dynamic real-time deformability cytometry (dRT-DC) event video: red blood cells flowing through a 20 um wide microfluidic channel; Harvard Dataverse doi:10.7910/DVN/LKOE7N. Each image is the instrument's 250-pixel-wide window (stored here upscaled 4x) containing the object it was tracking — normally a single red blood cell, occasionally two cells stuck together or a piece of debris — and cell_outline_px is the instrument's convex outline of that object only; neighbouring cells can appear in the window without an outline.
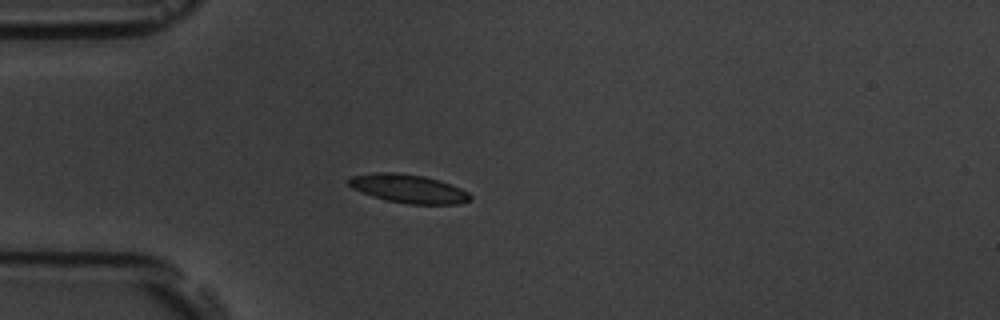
{"species": "common noctule bat (a hibernating species)", "species_latin": "Nyctalus noctula", "temperature_condition": "room temperature", "stored_images_in_passage": 8, "camera_frame_rate_fps": 3000, "um_per_image_px": 0.085, "animal": {"sex": "male", "body_mass_g": 19.5, "forearm_length_mm": 54.6}, "frame": {"image": 1, "passage_image": 1, "time_ms": 0.0, "image_size_px": [1000, 320], "cell_outline_px": [[472, 200], [460, 204], [408, 204], [384, 200], [360, 192], [352, 188], [344, 180], [352, 176], [376, 172], [396, 172], [424, 176], [440, 180], [460, 188], [468, 192], [472, 196]], "centroid_in_image_um": [34.7, 16.04], "position_along_channel_um": 50.3, "area_um2": 20.52}}
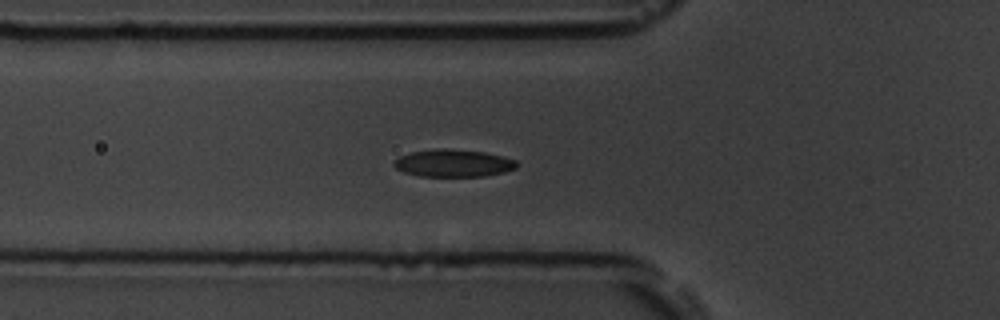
{"frame": {"image": 2, "passage_image": 5, "time_ms": 1.333, "image_size_px": [1000, 320], "cell_outline_px": [[520, 164], [516, 168], [504, 172], [484, 176], [420, 176], [404, 172], [396, 168], [392, 164], [392, 160], [400, 156], [412, 152], [436, 148], [444, 148], [484, 152], [504, 156], [516, 160]], "centroid_in_image_um": [38.54, 13.86], "position_along_channel_um": 87.3, "area_um2": 19.77}}
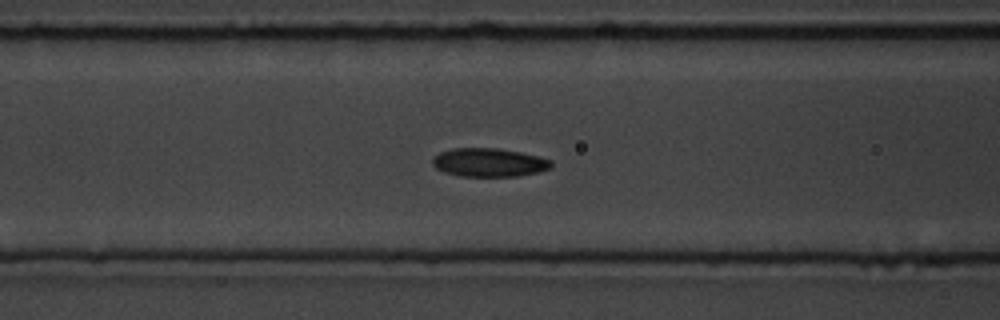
{"frame": {"image": 3, "passage_image": 8, "time_ms": 2.333, "image_size_px": [1000, 320], "cell_outline_px": [[552, 168], [540, 172], [516, 176], [460, 176], [444, 172], [436, 168], [432, 164], [432, 160], [440, 152], [452, 148], [496, 148], [520, 152], [552, 160]], "centroid_in_image_um": [41.58, 13.81], "position_along_channel_um": 125.0, "area_um2": 19.71}}